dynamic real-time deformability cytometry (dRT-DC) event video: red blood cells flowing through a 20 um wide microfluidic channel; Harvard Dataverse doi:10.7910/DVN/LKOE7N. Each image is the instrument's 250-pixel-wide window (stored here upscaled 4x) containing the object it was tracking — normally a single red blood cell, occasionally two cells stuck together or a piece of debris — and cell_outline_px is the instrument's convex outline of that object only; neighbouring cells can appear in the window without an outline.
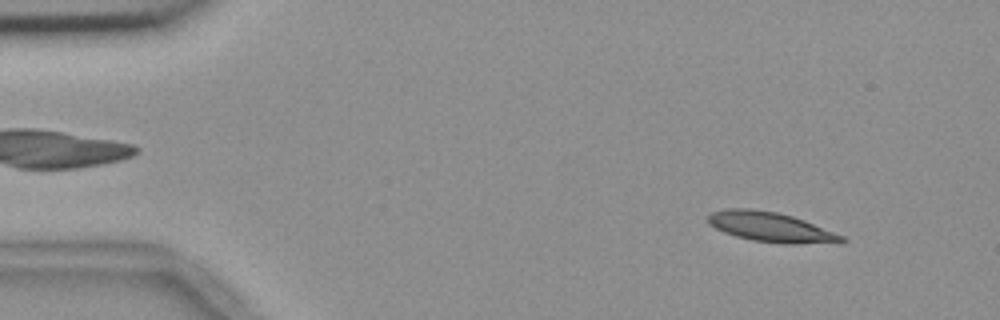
{"species": "common noctule bat (a hibernating species)", "species_latin": "Nyctalus noctula", "temperature_condition": "room temperature", "stored_images_in_passage": 54, "camera_frame_rate_fps": 3000, "um_per_image_px": 0.085, "animal": {"sex": "female", "body_mass_g": 18.4}, "frame": {"image": 1, "passage_image": 5, "time_ms": 1.333, "image_size_px": [1000, 320], "cell_outline_px": [[848, 240], [796, 244], [784, 244], [752, 240], [736, 236], [724, 232], [708, 224], [704, 216], [712, 212], [728, 208], [748, 208], [776, 212], [792, 216], [804, 220], [844, 236]], "centroid_in_image_um": [65.41, 19.28], "position_along_channel_um": 19.6, "area_um2": 22.95}}
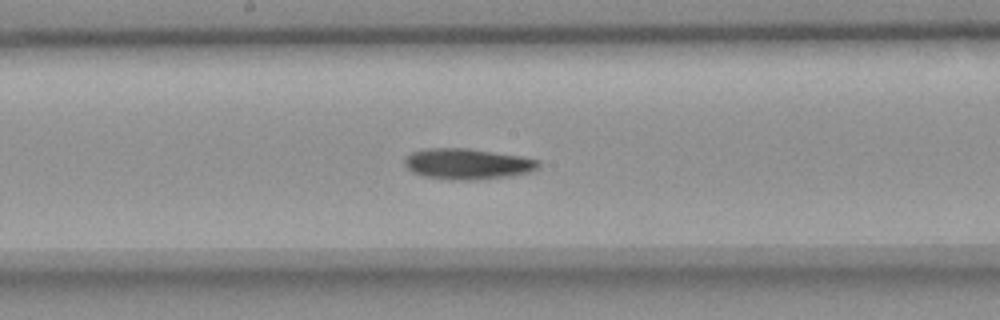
{"frame": {"image": 2, "passage_image": 28, "time_ms": 9.0, "image_size_px": [1000, 320], "cell_outline_px": [[540, 168], [532, 172], [512, 176], [480, 180], [448, 180], [424, 176], [412, 172], [404, 164], [404, 160], [412, 152], [424, 148], [468, 148], [520, 156], [540, 160]], "centroid_in_image_um": [39.77, 13.94], "position_along_channel_um": 208.4, "area_um2": 24.39}}
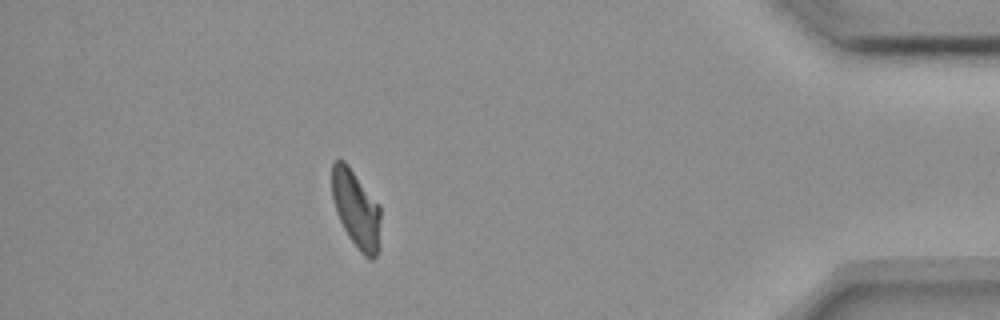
{"frame": {"image": 3, "passage_image": 48, "time_ms": 15.667, "image_size_px": [1000, 320], "cell_outline_px": [[380, 248], [376, 256], [372, 260], [368, 260], [360, 252], [348, 236], [336, 212], [332, 196], [332, 164], [336, 160], [344, 160], [380, 204]], "centroid_in_image_um": [30.3, 17.81], "position_along_channel_um": 404.9, "area_um2": 22.25}, "authors_computed_cell_mechanics": {"area_um2": 23.0622, "velocity_mm_per_s": 3.6561, "shape_relaxation_time_tau1_ms": 4.4561, "shape_relaxation_time_tau2_ms": null, "deformation_change_tau1": 0.1622, "deformation_change_tau2": null}}